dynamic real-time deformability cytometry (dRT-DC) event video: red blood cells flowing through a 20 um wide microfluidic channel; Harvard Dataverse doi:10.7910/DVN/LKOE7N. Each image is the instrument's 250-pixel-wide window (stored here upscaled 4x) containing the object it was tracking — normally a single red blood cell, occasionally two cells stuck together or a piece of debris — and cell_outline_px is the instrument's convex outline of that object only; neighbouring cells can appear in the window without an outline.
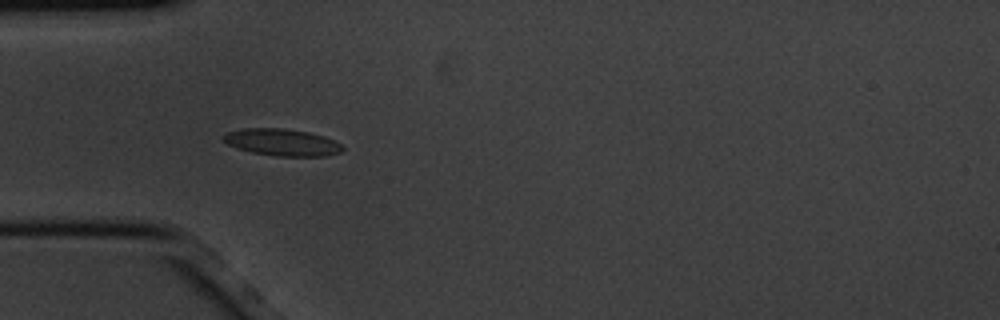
{"species": "common noctule bat (a hibernating species)", "species_latin": "Nyctalus noctula", "temperature_condition": "cold", "stored_images_in_passage": 4, "camera_frame_rate_fps": 3000, "um_per_image_px": 0.085, "animal": {"sex": "male", "body_mass_g": 20.1, "forearm_length_mm": 53.5}, "frame": {"image": 1, "passage_image": 3, "time_ms": 0.667, "image_size_px": [1000, 320], "cell_outline_px": [[344, 148], [340, 152], [324, 156], [276, 156], [252, 152], [228, 144], [220, 136], [228, 132], [244, 128], [284, 128], [308, 132], [324, 136], [340, 144]], "centroid_in_image_um": [23.97, 12.09], "position_along_channel_um": 61.0, "area_um2": 18.5}}
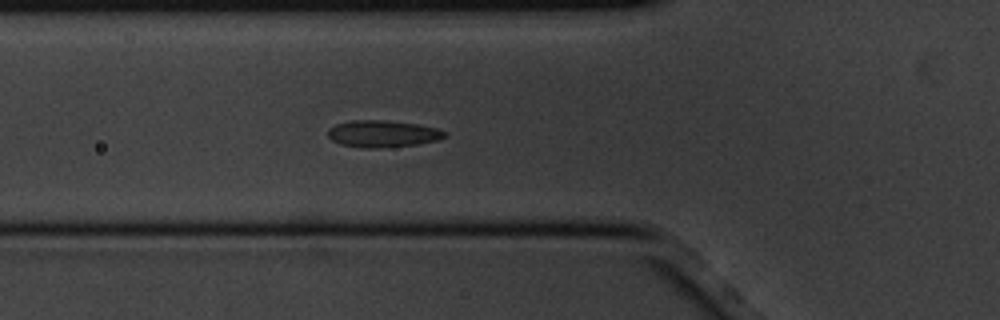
{"frame": {"image": 2, "passage_image": 4, "time_ms": 1.0, "image_size_px": [1000, 320], "cell_outline_px": [[448, 136], [436, 140], [416, 144], [380, 148], [360, 148], [340, 144], [332, 140], [328, 136], [328, 128], [336, 124], [352, 120], [384, 120], [416, 124], [436, 128], [448, 132]], "centroid_in_image_um": [32.51, 11.37], "position_along_channel_um": 93.3, "area_um2": 18.32}}